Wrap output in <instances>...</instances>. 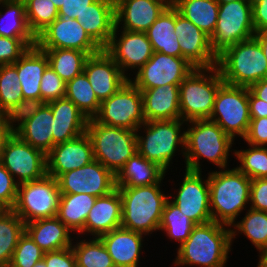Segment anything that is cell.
Here are the masks:
<instances>
[{
  "mask_svg": "<svg viewBox=\"0 0 267 267\" xmlns=\"http://www.w3.org/2000/svg\"><path fill=\"white\" fill-rule=\"evenodd\" d=\"M231 243V228H227V225L215 221L196 224L188 239L177 248L174 264L224 267Z\"/></svg>",
  "mask_w": 267,
  "mask_h": 267,
  "instance_id": "obj_1",
  "label": "cell"
},
{
  "mask_svg": "<svg viewBox=\"0 0 267 267\" xmlns=\"http://www.w3.org/2000/svg\"><path fill=\"white\" fill-rule=\"evenodd\" d=\"M208 173L210 211L215 222L231 227L250 201L251 179L237 167ZM224 170V171H223Z\"/></svg>",
  "mask_w": 267,
  "mask_h": 267,
  "instance_id": "obj_2",
  "label": "cell"
},
{
  "mask_svg": "<svg viewBox=\"0 0 267 267\" xmlns=\"http://www.w3.org/2000/svg\"><path fill=\"white\" fill-rule=\"evenodd\" d=\"M160 183L149 186L117 187L122 200L121 227L127 230L149 235L159 230L166 196L160 189Z\"/></svg>",
  "mask_w": 267,
  "mask_h": 267,
  "instance_id": "obj_3",
  "label": "cell"
},
{
  "mask_svg": "<svg viewBox=\"0 0 267 267\" xmlns=\"http://www.w3.org/2000/svg\"><path fill=\"white\" fill-rule=\"evenodd\" d=\"M185 131L186 169L201 171L200 159H207L218 168L228 166V156L234 140L209 119L192 120Z\"/></svg>",
  "mask_w": 267,
  "mask_h": 267,
  "instance_id": "obj_4",
  "label": "cell"
},
{
  "mask_svg": "<svg viewBox=\"0 0 267 267\" xmlns=\"http://www.w3.org/2000/svg\"><path fill=\"white\" fill-rule=\"evenodd\" d=\"M224 83L250 87L267 78V60L255 37L226 48L217 58Z\"/></svg>",
  "mask_w": 267,
  "mask_h": 267,
  "instance_id": "obj_5",
  "label": "cell"
},
{
  "mask_svg": "<svg viewBox=\"0 0 267 267\" xmlns=\"http://www.w3.org/2000/svg\"><path fill=\"white\" fill-rule=\"evenodd\" d=\"M207 73V74H206ZM224 83L217 66L212 68H194L179 84V103L181 119H209L212 115L215 97Z\"/></svg>",
  "mask_w": 267,
  "mask_h": 267,
  "instance_id": "obj_6",
  "label": "cell"
},
{
  "mask_svg": "<svg viewBox=\"0 0 267 267\" xmlns=\"http://www.w3.org/2000/svg\"><path fill=\"white\" fill-rule=\"evenodd\" d=\"M86 133L92 143L94 160L115 175L137 152V131L100 124L91 118L88 119Z\"/></svg>",
  "mask_w": 267,
  "mask_h": 267,
  "instance_id": "obj_7",
  "label": "cell"
},
{
  "mask_svg": "<svg viewBox=\"0 0 267 267\" xmlns=\"http://www.w3.org/2000/svg\"><path fill=\"white\" fill-rule=\"evenodd\" d=\"M184 122L182 119H175L143 123L137 132L143 126L146 135L141 136L136 133L137 152L166 171L175 152L178 151L179 144L183 147L181 153L185 155V131L181 132Z\"/></svg>",
  "mask_w": 267,
  "mask_h": 267,
  "instance_id": "obj_8",
  "label": "cell"
},
{
  "mask_svg": "<svg viewBox=\"0 0 267 267\" xmlns=\"http://www.w3.org/2000/svg\"><path fill=\"white\" fill-rule=\"evenodd\" d=\"M60 198L57 179L46 174L41 179L18 184L17 199L12 210L25 224L53 218L57 216Z\"/></svg>",
  "mask_w": 267,
  "mask_h": 267,
  "instance_id": "obj_9",
  "label": "cell"
},
{
  "mask_svg": "<svg viewBox=\"0 0 267 267\" xmlns=\"http://www.w3.org/2000/svg\"><path fill=\"white\" fill-rule=\"evenodd\" d=\"M251 1L219 5L217 24L210 36L211 48L218 56L226 48L254 37Z\"/></svg>",
  "mask_w": 267,
  "mask_h": 267,
  "instance_id": "obj_10",
  "label": "cell"
},
{
  "mask_svg": "<svg viewBox=\"0 0 267 267\" xmlns=\"http://www.w3.org/2000/svg\"><path fill=\"white\" fill-rule=\"evenodd\" d=\"M209 120L217 123L233 140L245 138L250 125L248 87L223 83L217 91Z\"/></svg>",
  "mask_w": 267,
  "mask_h": 267,
  "instance_id": "obj_11",
  "label": "cell"
},
{
  "mask_svg": "<svg viewBox=\"0 0 267 267\" xmlns=\"http://www.w3.org/2000/svg\"><path fill=\"white\" fill-rule=\"evenodd\" d=\"M94 119L100 124L137 131L146 122L141 91L130 81L108 99L101 102Z\"/></svg>",
  "mask_w": 267,
  "mask_h": 267,
  "instance_id": "obj_12",
  "label": "cell"
},
{
  "mask_svg": "<svg viewBox=\"0 0 267 267\" xmlns=\"http://www.w3.org/2000/svg\"><path fill=\"white\" fill-rule=\"evenodd\" d=\"M1 164L17 183L35 181L47 174L46 155L21 140L15 133L7 139L2 152Z\"/></svg>",
  "mask_w": 267,
  "mask_h": 267,
  "instance_id": "obj_13",
  "label": "cell"
},
{
  "mask_svg": "<svg viewBox=\"0 0 267 267\" xmlns=\"http://www.w3.org/2000/svg\"><path fill=\"white\" fill-rule=\"evenodd\" d=\"M57 181L61 194L83 193L100 197L117 188L116 175L97 160L61 174Z\"/></svg>",
  "mask_w": 267,
  "mask_h": 267,
  "instance_id": "obj_14",
  "label": "cell"
},
{
  "mask_svg": "<svg viewBox=\"0 0 267 267\" xmlns=\"http://www.w3.org/2000/svg\"><path fill=\"white\" fill-rule=\"evenodd\" d=\"M185 58L154 52L149 61L129 79L138 89L180 84L194 69Z\"/></svg>",
  "mask_w": 267,
  "mask_h": 267,
  "instance_id": "obj_15",
  "label": "cell"
},
{
  "mask_svg": "<svg viewBox=\"0 0 267 267\" xmlns=\"http://www.w3.org/2000/svg\"><path fill=\"white\" fill-rule=\"evenodd\" d=\"M36 45L39 48L75 49L89 56L102 50L77 19L59 16L36 37Z\"/></svg>",
  "mask_w": 267,
  "mask_h": 267,
  "instance_id": "obj_16",
  "label": "cell"
},
{
  "mask_svg": "<svg viewBox=\"0 0 267 267\" xmlns=\"http://www.w3.org/2000/svg\"><path fill=\"white\" fill-rule=\"evenodd\" d=\"M201 172L185 169L184 180L174 196L175 199L171 200L195 224L213 221L208 177L203 180Z\"/></svg>",
  "mask_w": 267,
  "mask_h": 267,
  "instance_id": "obj_17",
  "label": "cell"
},
{
  "mask_svg": "<svg viewBox=\"0 0 267 267\" xmlns=\"http://www.w3.org/2000/svg\"><path fill=\"white\" fill-rule=\"evenodd\" d=\"M118 28L115 26L110 43L104 50L119 65L122 73L130 79L125 71L139 70L149 61L154 50L146 32L123 30L122 35L117 38Z\"/></svg>",
  "mask_w": 267,
  "mask_h": 267,
  "instance_id": "obj_18",
  "label": "cell"
},
{
  "mask_svg": "<svg viewBox=\"0 0 267 267\" xmlns=\"http://www.w3.org/2000/svg\"><path fill=\"white\" fill-rule=\"evenodd\" d=\"M185 58L195 68H212L217 65L218 56L211 48L210 36L179 14L175 8V30Z\"/></svg>",
  "mask_w": 267,
  "mask_h": 267,
  "instance_id": "obj_19",
  "label": "cell"
},
{
  "mask_svg": "<svg viewBox=\"0 0 267 267\" xmlns=\"http://www.w3.org/2000/svg\"><path fill=\"white\" fill-rule=\"evenodd\" d=\"M84 73L100 102L115 94L129 80L104 49L87 58Z\"/></svg>",
  "mask_w": 267,
  "mask_h": 267,
  "instance_id": "obj_20",
  "label": "cell"
},
{
  "mask_svg": "<svg viewBox=\"0 0 267 267\" xmlns=\"http://www.w3.org/2000/svg\"><path fill=\"white\" fill-rule=\"evenodd\" d=\"M94 153L87 133L55 145L46 155L47 175L58 178L61 174L91 163Z\"/></svg>",
  "mask_w": 267,
  "mask_h": 267,
  "instance_id": "obj_21",
  "label": "cell"
},
{
  "mask_svg": "<svg viewBox=\"0 0 267 267\" xmlns=\"http://www.w3.org/2000/svg\"><path fill=\"white\" fill-rule=\"evenodd\" d=\"M169 5L166 0H120L115 5L116 26L123 23L121 30L146 32Z\"/></svg>",
  "mask_w": 267,
  "mask_h": 267,
  "instance_id": "obj_22",
  "label": "cell"
},
{
  "mask_svg": "<svg viewBox=\"0 0 267 267\" xmlns=\"http://www.w3.org/2000/svg\"><path fill=\"white\" fill-rule=\"evenodd\" d=\"M122 221V200L118 188L107 195L96 198L85 221L84 235L97 238L120 228Z\"/></svg>",
  "mask_w": 267,
  "mask_h": 267,
  "instance_id": "obj_23",
  "label": "cell"
},
{
  "mask_svg": "<svg viewBox=\"0 0 267 267\" xmlns=\"http://www.w3.org/2000/svg\"><path fill=\"white\" fill-rule=\"evenodd\" d=\"M53 114V147L86 132L88 118L67 98L47 103Z\"/></svg>",
  "mask_w": 267,
  "mask_h": 267,
  "instance_id": "obj_24",
  "label": "cell"
},
{
  "mask_svg": "<svg viewBox=\"0 0 267 267\" xmlns=\"http://www.w3.org/2000/svg\"><path fill=\"white\" fill-rule=\"evenodd\" d=\"M143 98V115L147 121L181 119L179 84L139 89Z\"/></svg>",
  "mask_w": 267,
  "mask_h": 267,
  "instance_id": "obj_25",
  "label": "cell"
},
{
  "mask_svg": "<svg viewBox=\"0 0 267 267\" xmlns=\"http://www.w3.org/2000/svg\"><path fill=\"white\" fill-rule=\"evenodd\" d=\"M143 235L120 227L99 238L110 254L115 267H139Z\"/></svg>",
  "mask_w": 267,
  "mask_h": 267,
  "instance_id": "obj_26",
  "label": "cell"
},
{
  "mask_svg": "<svg viewBox=\"0 0 267 267\" xmlns=\"http://www.w3.org/2000/svg\"><path fill=\"white\" fill-rule=\"evenodd\" d=\"M76 19L101 49L108 46L116 26L115 5L105 0H95Z\"/></svg>",
  "mask_w": 267,
  "mask_h": 267,
  "instance_id": "obj_27",
  "label": "cell"
},
{
  "mask_svg": "<svg viewBox=\"0 0 267 267\" xmlns=\"http://www.w3.org/2000/svg\"><path fill=\"white\" fill-rule=\"evenodd\" d=\"M12 65L17 69L23 98L41 99L40 82L49 66L46 53L37 45L29 47Z\"/></svg>",
  "mask_w": 267,
  "mask_h": 267,
  "instance_id": "obj_28",
  "label": "cell"
},
{
  "mask_svg": "<svg viewBox=\"0 0 267 267\" xmlns=\"http://www.w3.org/2000/svg\"><path fill=\"white\" fill-rule=\"evenodd\" d=\"M25 232L44 251H55L72 246V231L56 216L25 224Z\"/></svg>",
  "mask_w": 267,
  "mask_h": 267,
  "instance_id": "obj_29",
  "label": "cell"
},
{
  "mask_svg": "<svg viewBox=\"0 0 267 267\" xmlns=\"http://www.w3.org/2000/svg\"><path fill=\"white\" fill-rule=\"evenodd\" d=\"M163 168L136 152L116 174V187L149 186L163 180Z\"/></svg>",
  "mask_w": 267,
  "mask_h": 267,
  "instance_id": "obj_30",
  "label": "cell"
},
{
  "mask_svg": "<svg viewBox=\"0 0 267 267\" xmlns=\"http://www.w3.org/2000/svg\"><path fill=\"white\" fill-rule=\"evenodd\" d=\"M53 114L45 103L29 120L19 126L15 133L21 140L47 155L53 148Z\"/></svg>",
  "mask_w": 267,
  "mask_h": 267,
  "instance_id": "obj_31",
  "label": "cell"
},
{
  "mask_svg": "<svg viewBox=\"0 0 267 267\" xmlns=\"http://www.w3.org/2000/svg\"><path fill=\"white\" fill-rule=\"evenodd\" d=\"M175 30V7L169 5L146 31L154 52L181 57V49Z\"/></svg>",
  "mask_w": 267,
  "mask_h": 267,
  "instance_id": "obj_32",
  "label": "cell"
},
{
  "mask_svg": "<svg viewBox=\"0 0 267 267\" xmlns=\"http://www.w3.org/2000/svg\"><path fill=\"white\" fill-rule=\"evenodd\" d=\"M95 196L88 194H61L57 217L78 235L84 233V225L88 213L93 207Z\"/></svg>",
  "mask_w": 267,
  "mask_h": 267,
  "instance_id": "obj_33",
  "label": "cell"
},
{
  "mask_svg": "<svg viewBox=\"0 0 267 267\" xmlns=\"http://www.w3.org/2000/svg\"><path fill=\"white\" fill-rule=\"evenodd\" d=\"M173 6L180 15L190 20L208 36L214 33L219 12L216 0H177Z\"/></svg>",
  "mask_w": 267,
  "mask_h": 267,
  "instance_id": "obj_34",
  "label": "cell"
},
{
  "mask_svg": "<svg viewBox=\"0 0 267 267\" xmlns=\"http://www.w3.org/2000/svg\"><path fill=\"white\" fill-rule=\"evenodd\" d=\"M24 232V221L12 209L0 210V267L9 266Z\"/></svg>",
  "mask_w": 267,
  "mask_h": 267,
  "instance_id": "obj_35",
  "label": "cell"
},
{
  "mask_svg": "<svg viewBox=\"0 0 267 267\" xmlns=\"http://www.w3.org/2000/svg\"><path fill=\"white\" fill-rule=\"evenodd\" d=\"M48 58L49 66L65 82L84 71V65L89 57L86 52L75 49L40 48Z\"/></svg>",
  "mask_w": 267,
  "mask_h": 267,
  "instance_id": "obj_36",
  "label": "cell"
},
{
  "mask_svg": "<svg viewBox=\"0 0 267 267\" xmlns=\"http://www.w3.org/2000/svg\"><path fill=\"white\" fill-rule=\"evenodd\" d=\"M65 98L71 100L88 119L94 118L100 110L101 102L84 71L66 82Z\"/></svg>",
  "mask_w": 267,
  "mask_h": 267,
  "instance_id": "obj_37",
  "label": "cell"
},
{
  "mask_svg": "<svg viewBox=\"0 0 267 267\" xmlns=\"http://www.w3.org/2000/svg\"><path fill=\"white\" fill-rule=\"evenodd\" d=\"M0 5L6 10L5 13L0 11V36L35 37L27 24L24 0L1 1Z\"/></svg>",
  "mask_w": 267,
  "mask_h": 267,
  "instance_id": "obj_38",
  "label": "cell"
},
{
  "mask_svg": "<svg viewBox=\"0 0 267 267\" xmlns=\"http://www.w3.org/2000/svg\"><path fill=\"white\" fill-rule=\"evenodd\" d=\"M234 226L231 229L232 241L236 238L238 233H244V235L252 242L259 250L260 256L267 250V211H258L254 209H248L245 217L241 222L233 223ZM234 230V231H233Z\"/></svg>",
  "mask_w": 267,
  "mask_h": 267,
  "instance_id": "obj_39",
  "label": "cell"
},
{
  "mask_svg": "<svg viewBox=\"0 0 267 267\" xmlns=\"http://www.w3.org/2000/svg\"><path fill=\"white\" fill-rule=\"evenodd\" d=\"M195 225L171 200L169 201L168 199L166 201L159 230L166 231L169 239L176 240L175 242L178 241L179 246H181L188 239Z\"/></svg>",
  "mask_w": 267,
  "mask_h": 267,
  "instance_id": "obj_40",
  "label": "cell"
},
{
  "mask_svg": "<svg viewBox=\"0 0 267 267\" xmlns=\"http://www.w3.org/2000/svg\"><path fill=\"white\" fill-rule=\"evenodd\" d=\"M77 267H115L100 238L86 239L72 245Z\"/></svg>",
  "mask_w": 267,
  "mask_h": 267,
  "instance_id": "obj_41",
  "label": "cell"
},
{
  "mask_svg": "<svg viewBox=\"0 0 267 267\" xmlns=\"http://www.w3.org/2000/svg\"><path fill=\"white\" fill-rule=\"evenodd\" d=\"M24 2L27 24L35 37L59 16V9L51 0H24Z\"/></svg>",
  "mask_w": 267,
  "mask_h": 267,
  "instance_id": "obj_42",
  "label": "cell"
},
{
  "mask_svg": "<svg viewBox=\"0 0 267 267\" xmlns=\"http://www.w3.org/2000/svg\"><path fill=\"white\" fill-rule=\"evenodd\" d=\"M246 150H235L240 162L237 168L251 180L267 178V147L252 146Z\"/></svg>",
  "mask_w": 267,
  "mask_h": 267,
  "instance_id": "obj_43",
  "label": "cell"
},
{
  "mask_svg": "<svg viewBox=\"0 0 267 267\" xmlns=\"http://www.w3.org/2000/svg\"><path fill=\"white\" fill-rule=\"evenodd\" d=\"M23 99L17 69L12 64L0 65V110L4 113Z\"/></svg>",
  "mask_w": 267,
  "mask_h": 267,
  "instance_id": "obj_44",
  "label": "cell"
},
{
  "mask_svg": "<svg viewBox=\"0 0 267 267\" xmlns=\"http://www.w3.org/2000/svg\"><path fill=\"white\" fill-rule=\"evenodd\" d=\"M44 251L24 232L8 267H33L43 259Z\"/></svg>",
  "mask_w": 267,
  "mask_h": 267,
  "instance_id": "obj_45",
  "label": "cell"
},
{
  "mask_svg": "<svg viewBox=\"0 0 267 267\" xmlns=\"http://www.w3.org/2000/svg\"><path fill=\"white\" fill-rule=\"evenodd\" d=\"M44 104L45 102L41 99H23L3 113V120L9 129L14 132L24 122L33 117ZM16 122L17 124H13Z\"/></svg>",
  "mask_w": 267,
  "mask_h": 267,
  "instance_id": "obj_46",
  "label": "cell"
},
{
  "mask_svg": "<svg viewBox=\"0 0 267 267\" xmlns=\"http://www.w3.org/2000/svg\"><path fill=\"white\" fill-rule=\"evenodd\" d=\"M36 45V37L0 36V65L14 64L29 47Z\"/></svg>",
  "mask_w": 267,
  "mask_h": 267,
  "instance_id": "obj_47",
  "label": "cell"
},
{
  "mask_svg": "<svg viewBox=\"0 0 267 267\" xmlns=\"http://www.w3.org/2000/svg\"><path fill=\"white\" fill-rule=\"evenodd\" d=\"M66 82L48 66L40 82L41 100L48 103L65 97Z\"/></svg>",
  "mask_w": 267,
  "mask_h": 267,
  "instance_id": "obj_48",
  "label": "cell"
},
{
  "mask_svg": "<svg viewBox=\"0 0 267 267\" xmlns=\"http://www.w3.org/2000/svg\"><path fill=\"white\" fill-rule=\"evenodd\" d=\"M17 192V180L0 162V209H13Z\"/></svg>",
  "mask_w": 267,
  "mask_h": 267,
  "instance_id": "obj_49",
  "label": "cell"
},
{
  "mask_svg": "<svg viewBox=\"0 0 267 267\" xmlns=\"http://www.w3.org/2000/svg\"><path fill=\"white\" fill-rule=\"evenodd\" d=\"M248 145L267 146V117L251 118L247 135L243 139Z\"/></svg>",
  "mask_w": 267,
  "mask_h": 267,
  "instance_id": "obj_50",
  "label": "cell"
},
{
  "mask_svg": "<svg viewBox=\"0 0 267 267\" xmlns=\"http://www.w3.org/2000/svg\"><path fill=\"white\" fill-rule=\"evenodd\" d=\"M43 260L47 267H77L72 247L44 252Z\"/></svg>",
  "mask_w": 267,
  "mask_h": 267,
  "instance_id": "obj_51",
  "label": "cell"
},
{
  "mask_svg": "<svg viewBox=\"0 0 267 267\" xmlns=\"http://www.w3.org/2000/svg\"><path fill=\"white\" fill-rule=\"evenodd\" d=\"M250 208L267 211V178L253 179L250 185Z\"/></svg>",
  "mask_w": 267,
  "mask_h": 267,
  "instance_id": "obj_52",
  "label": "cell"
},
{
  "mask_svg": "<svg viewBox=\"0 0 267 267\" xmlns=\"http://www.w3.org/2000/svg\"><path fill=\"white\" fill-rule=\"evenodd\" d=\"M95 0H65L63 6L59 9V17L76 19L81 17L83 12L89 8Z\"/></svg>",
  "mask_w": 267,
  "mask_h": 267,
  "instance_id": "obj_53",
  "label": "cell"
},
{
  "mask_svg": "<svg viewBox=\"0 0 267 267\" xmlns=\"http://www.w3.org/2000/svg\"><path fill=\"white\" fill-rule=\"evenodd\" d=\"M255 33L267 31V0H251Z\"/></svg>",
  "mask_w": 267,
  "mask_h": 267,
  "instance_id": "obj_54",
  "label": "cell"
},
{
  "mask_svg": "<svg viewBox=\"0 0 267 267\" xmlns=\"http://www.w3.org/2000/svg\"><path fill=\"white\" fill-rule=\"evenodd\" d=\"M248 103L250 118L267 117V102L257 98L248 87Z\"/></svg>",
  "mask_w": 267,
  "mask_h": 267,
  "instance_id": "obj_55",
  "label": "cell"
},
{
  "mask_svg": "<svg viewBox=\"0 0 267 267\" xmlns=\"http://www.w3.org/2000/svg\"><path fill=\"white\" fill-rule=\"evenodd\" d=\"M249 90L259 99L267 102V78H264L249 87Z\"/></svg>",
  "mask_w": 267,
  "mask_h": 267,
  "instance_id": "obj_56",
  "label": "cell"
},
{
  "mask_svg": "<svg viewBox=\"0 0 267 267\" xmlns=\"http://www.w3.org/2000/svg\"><path fill=\"white\" fill-rule=\"evenodd\" d=\"M12 133L13 132L9 129L4 120L0 121V162L2 159V152L4 149V145Z\"/></svg>",
  "mask_w": 267,
  "mask_h": 267,
  "instance_id": "obj_57",
  "label": "cell"
},
{
  "mask_svg": "<svg viewBox=\"0 0 267 267\" xmlns=\"http://www.w3.org/2000/svg\"><path fill=\"white\" fill-rule=\"evenodd\" d=\"M254 37L258 40L260 46L262 47L267 60V31L257 32Z\"/></svg>",
  "mask_w": 267,
  "mask_h": 267,
  "instance_id": "obj_58",
  "label": "cell"
},
{
  "mask_svg": "<svg viewBox=\"0 0 267 267\" xmlns=\"http://www.w3.org/2000/svg\"><path fill=\"white\" fill-rule=\"evenodd\" d=\"M257 267H267V250L259 258Z\"/></svg>",
  "mask_w": 267,
  "mask_h": 267,
  "instance_id": "obj_59",
  "label": "cell"
},
{
  "mask_svg": "<svg viewBox=\"0 0 267 267\" xmlns=\"http://www.w3.org/2000/svg\"><path fill=\"white\" fill-rule=\"evenodd\" d=\"M51 1L57 7V9H60L65 2V0H51Z\"/></svg>",
  "mask_w": 267,
  "mask_h": 267,
  "instance_id": "obj_60",
  "label": "cell"
},
{
  "mask_svg": "<svg viewBox=\"0 0 267 267\" xmlns=\"http://www.w3.org/2000/svg\"><path fill=\"white\" fill-rule=\"evenodd\" d=\"M234 1H251V0H216V2L221 5V4H226Z\"/></svg>",
  "mask_w": 267,
  "mask_h": 267,
  "instance_id": "obj_61",
  "label": "cell"
},
{
  "mask_svg": "<svg viewBox=\"0 0 267 267\" xmlns=\"http://www.w3.org/2000/svg\"><path fill=\"white\" fill-rule=\"evenodd\" d=\"M33 267H47L44 260L37 262Z\"/></svg>",
  "mask_w": 267,
  "mask_h": 267,
  "instance_id": "obj_62",
  "label": "cell"
},
{
  "mask_svg": "<svg viewBox=\"0 0 267 267\" xmlns=\"http://www.w3.org/2000/svg\"><path fill=\"white\" fill-rule=\"evenodd\" d=\"M105 1H108L112 3L113 5H116L120 0H105Z\"/></svg>",
  "mask_w": 267,
  "mask_h": 267,
  "instance_id": "obj_63",
  "label": "cell"
},
{
  "mask_svg": "<svg viewBox=\"0 0 267 267\" xmlns=\"http://www.w3.org/2000/svg\"><path fill=\"white\" fill-rule=\"evenodd\" d=\"M170 5H173L177 0H166Z\"/></svg>",
  "mask_w": 267,
  "mask_h": 267,
  "instance_id": "obj_64",
  "label": "cell"
},
{
  "mask_svg": "<svg viewBox=\"0 0 267 267\" xmlns=\"http://www.w3.org/2000/svg\"><path fill=\"white\" fill-rule=\"evenodd\" d=\"M0 121H3V112L0 110Z\"/></svg>",
  "mask_w": 267,
  "mask_h": 267,
  "instance_id": "obj_65",
  "label": "cell"
}]
</instances>
